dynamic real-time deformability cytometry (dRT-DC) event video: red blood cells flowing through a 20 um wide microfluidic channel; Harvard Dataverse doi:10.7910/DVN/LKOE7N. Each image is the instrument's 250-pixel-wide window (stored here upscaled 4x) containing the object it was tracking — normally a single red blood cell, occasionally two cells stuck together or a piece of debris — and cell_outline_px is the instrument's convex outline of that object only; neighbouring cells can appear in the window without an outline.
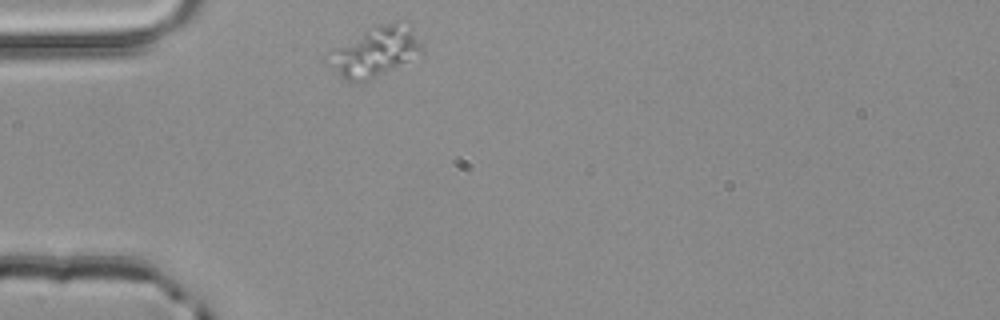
{"species": "common noctule bat (a hibernating species)", "species_latin": "Nyctalus noctula", "temperature_condition": "room temperature", "stored_images_in_passage": 1, "camera_frame_rate_fps": 3000, "um_per_image_px": 0.085, "animal": {"sex": "male", "body_mass_g": 20.4}, "frame": {"image": 1, "passage_image": 1, "time_ms": 0.0, "image_size_px": [1000, 320], "cell_outline_px": [[424, 52], [392, 68], [364, 80], [344, 80], [324, 64], [320, 60], [328, 52], [376, 24], [408, 20], [412, 24], [424, 48]], "centroid_in_image_um": [31.85, 4.33], "position_along_channel_um": 53.2, "area_um2": 27.34}}